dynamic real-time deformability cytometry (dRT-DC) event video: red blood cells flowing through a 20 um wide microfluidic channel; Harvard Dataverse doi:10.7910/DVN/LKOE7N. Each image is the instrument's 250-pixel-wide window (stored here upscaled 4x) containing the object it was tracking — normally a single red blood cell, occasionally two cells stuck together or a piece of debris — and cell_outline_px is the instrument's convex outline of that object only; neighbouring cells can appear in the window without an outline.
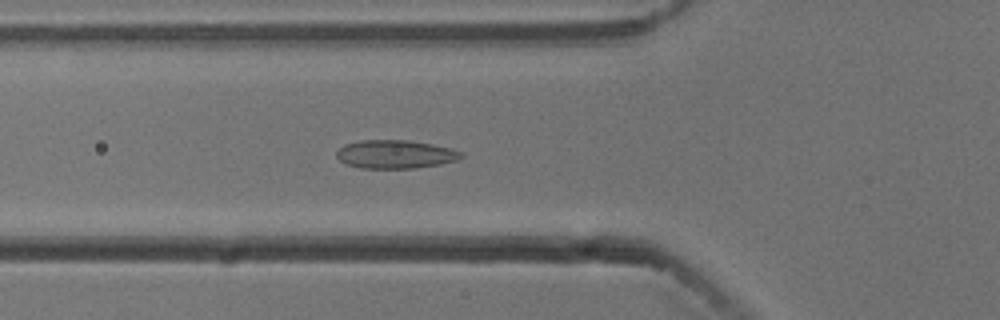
{"species": "common noctule bat (a hibernating species)", "species_latin": "Nyctalus noctula", "temperature_condition": "cold", "stored_images_in_passage": 54, "camera_frame_rate_fps": 3000, "um_per_image_px": 0.085, "animal": {"sex": "male", "body_mass_g": 13.3}, "frame": {"image": 1, "passage_image": 19, "time_ms": 6.0, "image_size_px": [1000, 320], "cell_outline_px": [[464, 156], [456, 160], [440, 164], [416, 168], [360, 168], [348, 164], [340, 160], [336, 156], [336, 152], [344, 144], [360, 140], [408, 140], [432, 144], [452, 148], [464, 152]], "centroid_in_image_um": [33.63, 13.1], "position_along_channel_um": 92.2, "area_um2": 20.69}}
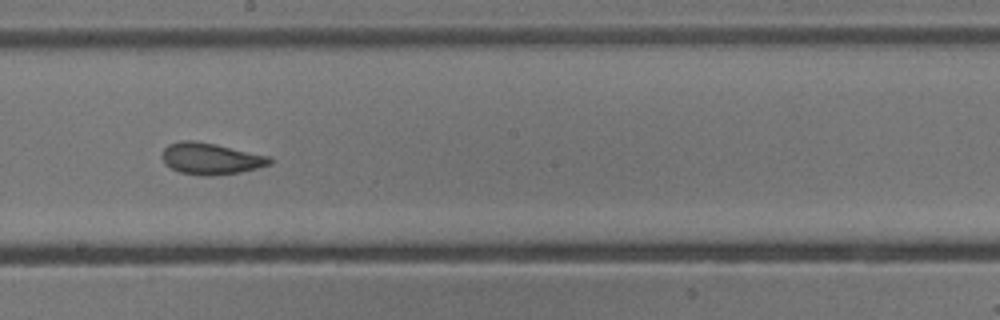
{"frame": {"image": 2, "passage_image": 30, "time_ms": 9.667, "image_size_px": [1000, 320], "cell_outline_px": [[272, 164], [240, 172], [212, 176], [204, 176], [180, 172], [164, 164], [164, 148], [168, 144], [180, 140], [192, 140], [216, 144], [268, 156], [272, 160]], "centroid_in_image_um": [17.91, 13.48], "position_along_channel_um": 230.3, "area_um2": 19.59}}
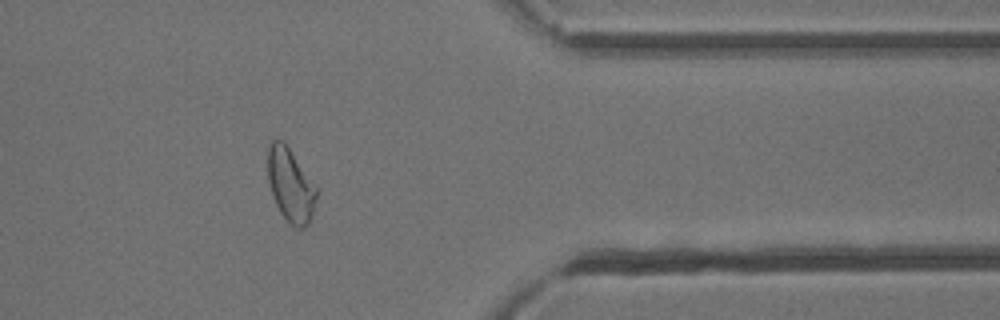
{"frame": {"image": 3, "passage_image": 44, "time_ms": 14.333, "image_size_px": [1000, 320], "cell_outline_px": [[320, 188], [312, 216], [308, 224], [304, 228], [296, 228], [280, 212], [272, 196], [268, 180], [268, 148], [272, 140], [280, 140], [288, 148]], "centroid_in_image_um": [24.74, 15.76], "position_along_channel_um": 386.7, "area_um2": 20.98}, "authors_computed_cell_mechanics": {"area_um2": 21.4149, "velocity_mm_per_s": 3.7501, "shape_relaxation_time_tau1_ms": 5.6731, "shape_relaxation_time_tau2_ms": 1.315, "deformation_change_tau1": 0.1348, "deformation_change_tau2": 0.0688}}